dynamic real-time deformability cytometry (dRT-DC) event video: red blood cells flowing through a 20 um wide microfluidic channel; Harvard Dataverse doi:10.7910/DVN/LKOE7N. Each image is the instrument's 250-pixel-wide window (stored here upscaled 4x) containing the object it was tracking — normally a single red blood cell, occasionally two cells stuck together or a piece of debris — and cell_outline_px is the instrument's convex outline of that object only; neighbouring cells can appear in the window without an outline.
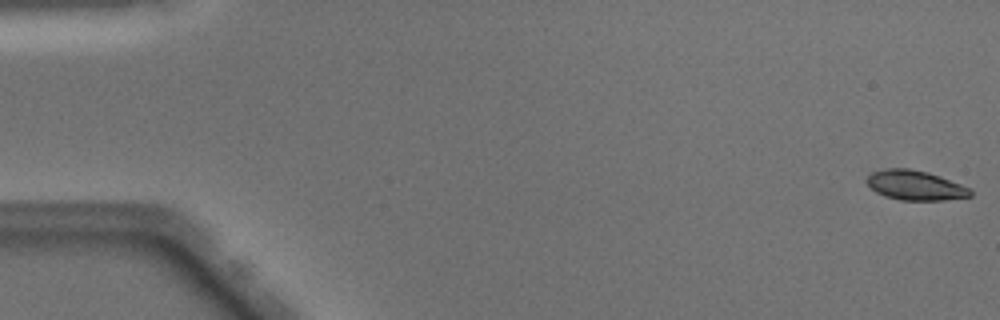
{"species": "Egyptian fruit bat (a non-hibernating species)", "species_latin": "Rousettus aegyptiacus", "temperature_condition": "warm", "stored_images_in_passage": 50, "camera_frame_rate_fps": 3000, "um_per_image_px": 0.085, "animal": {"sex": "male"}, "frame": {"image": 1, "passage_image": 1, "time_ms": 0.0, "image_size_px": [1000, 320], "cell_outline_px": [[972, 196], [944, 200], [900, 200], [884, 196], [876, 192], [868, 184], [868, 176], [872, 172], [888, 168], [908, 168], [928, 172], [940, 176], [960, 184], [968, 188], [972, 192]], "centroid_in_image_um": [77.8, 15.75], "position_along_channel_um": 7.2, "area_um2": 17.74}}
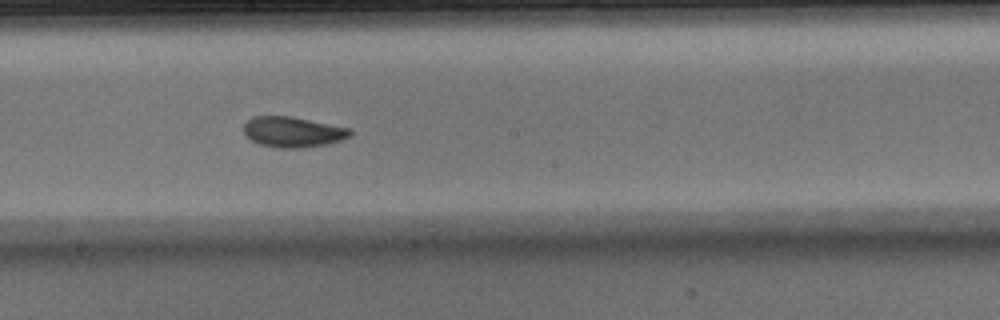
{"frame": {"image": 2, "passage_image": 28, "time_ms": 9.0, "image_size_px": [1000, 320], "cell_outline_px": [[352, 136], [340, 140], [324, 144], [300, 148], [276, 148], [260, 144], [252, 140], [244, 132], [244, 124], [252, 116], [292, 116], [352, 128]], "centroid_in_image_um": [24.92, 11.2], "position_along_channel_um": 223.3, "area_um2": 18.96}}
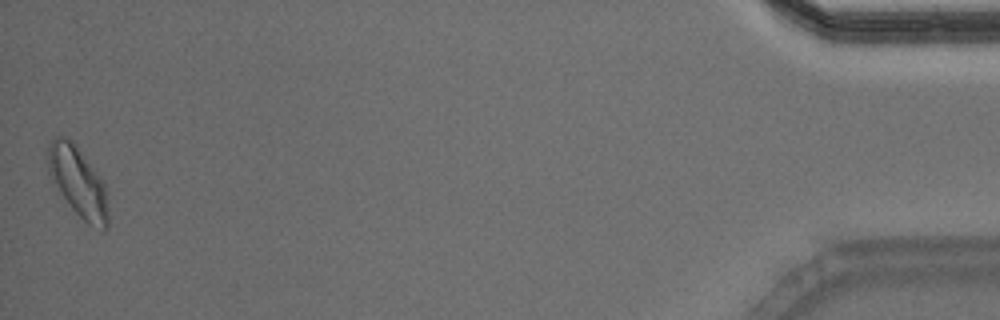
{"frame": {"image": 3, "passage_image": 50, "time_ms": 16.333, "image_size_px": [1000, 320], "cell_outline_px": [[108, 228], [104, 232], [88, 224], [72, 208], [48, 172], [48, 144], [56, 136], [68, 136], [76, 144], [104, 180], [108, 212]], "centroid_in_image_um": [6.67, 15.43], "position_along_channel_um": 428.5, "area_um2": 24.51}, "authors_computed_cell_mechanics": {"area_um2": 18.785, "velocity_mm_per_s": 4.0501, "shape_relaxation_time_tau1_ms": 2.6435, "shape_relaxation_time_tau2_ms": 1.6213, "deformation_change_tau1": 0.1329, "deformation_change_tau2": 0.0663}}